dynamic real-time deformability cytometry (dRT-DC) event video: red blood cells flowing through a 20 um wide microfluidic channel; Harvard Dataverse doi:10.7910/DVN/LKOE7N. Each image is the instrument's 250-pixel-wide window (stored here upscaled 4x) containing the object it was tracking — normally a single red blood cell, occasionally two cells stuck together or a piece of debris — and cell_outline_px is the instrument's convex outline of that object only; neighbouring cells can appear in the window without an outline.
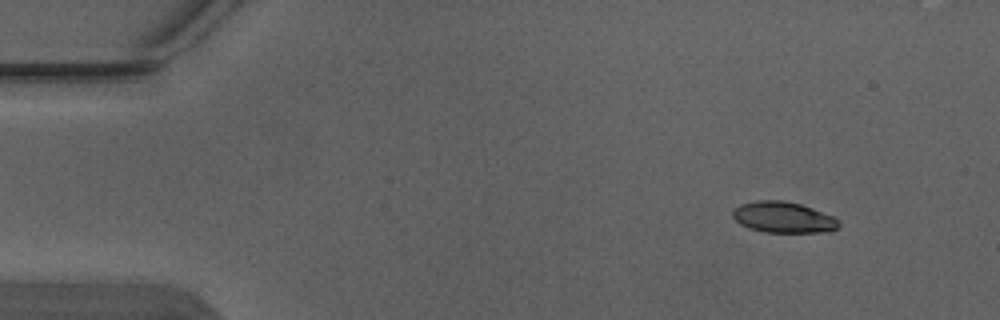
{"species": "Egyptian fruit bat (a non-hibernating species)", "species_latin": "Rousettus aegyptiacus", "temperature_condition": "warm", "stored_images_in_passage": 4, "camera_frame_rate_fps": 3000, "um_per_image_px": 0.085, "animal": {"sex": "male"}, "frame": {"image": 1, "passage_image": 1, "time_ms": 0.0, "image_size_px": [1000, 320], "cell_outline_px": [[840, 224], [836, 228], [824, 232], [768, 232], [748, 228], [740, 224], [732, 216], [732, 212], [740, 204], [756, 200], [780, 200], [800, 204], [836, 216], [840, 220]], "centroid_in_image_um": [66.6, 18.46], "position_along_channel_um": 18.4, "area_um2": 19.19}}
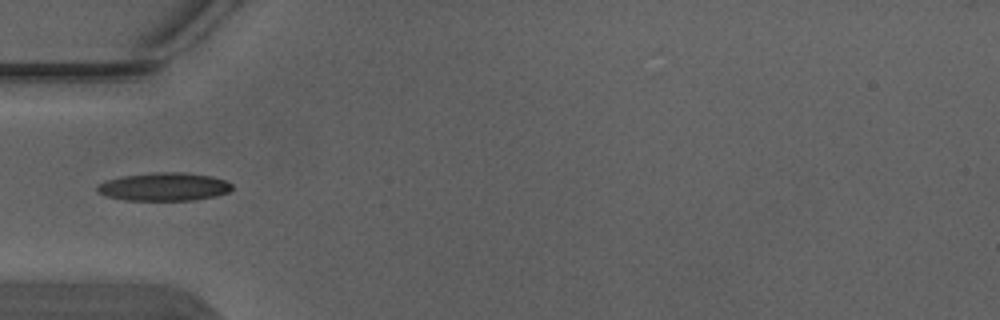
{"frame": {"image": 2, "passage_image": 4, "time_ms": 1.0, "image_size_px": [1000, 320], "cell_outline_px": [[232, 188], [228, 192], [216, 196], [196, 200], [124, 200], [108, 196], [96, 192], [96, 184], [120, 176], [152, 172], [184, 172], [212, 176], [224, 180], [232, 184]], "centroid_in_image_um": [13.93, 15.87], "position_along_channel_um": 71.1, "area_um2": 22.31}}